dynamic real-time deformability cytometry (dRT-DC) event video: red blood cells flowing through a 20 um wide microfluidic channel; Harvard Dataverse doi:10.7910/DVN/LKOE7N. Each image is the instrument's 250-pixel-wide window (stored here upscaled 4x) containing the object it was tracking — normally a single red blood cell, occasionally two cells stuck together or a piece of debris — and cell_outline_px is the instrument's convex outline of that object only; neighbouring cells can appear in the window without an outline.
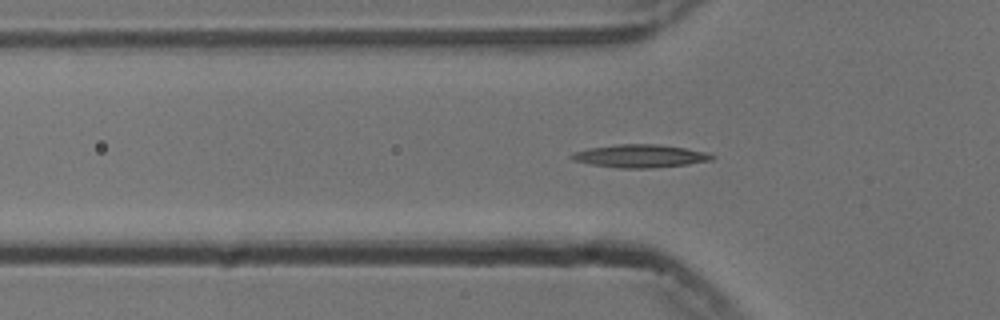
{"species": "common noctule bat (a hibernating species)", "species_latin": "Nyctalus noctula", "temperature_condition": "cold", "stored_images_in_passage": 43, "camera_frame_rate_fps": 3000, "um_per_image_px": 0.085, "animal": {"sex": "male", "body_mass_g": 13.3}, "frame": {"image": 1, "passage_image": 5, "time_ms": 1.333, "image_size_px": [1000, 320], "cell_outline_px": [[716, 156], [712, 160], [688, 164], [652, 168], [620, 168], [592, 164], [572, 160], [568, 156], [572, 152], [588, 148], [620, 144], [656, 144], [684, 148], [704, 152]], "centroid_in_image_um": [54.37, 13.26], "position_along_channel_um": 71.4, "area_um2": 18.67}}
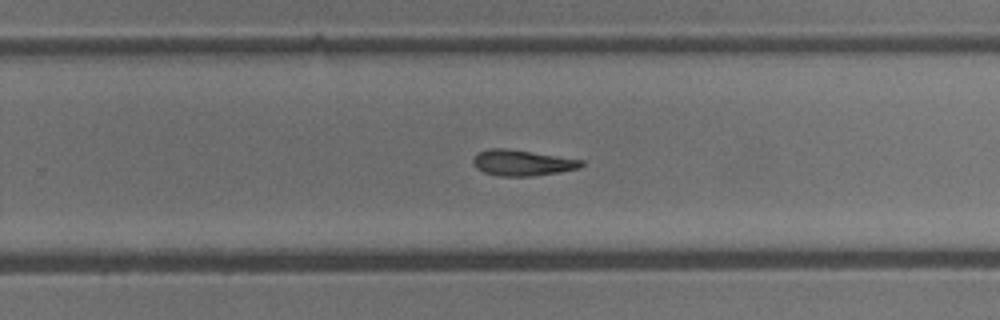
{"frame": {"image": 2, "passage_image": 22, "time_ms": 7.0, "image_size_px": [1000, 320], "cell_outline_px": [[584, 164], [580, 168], [560, 172], [532, 176], [496, 176], [484, 172], [476, 168], [472, 164], [472, 160], [480, 152], [492, 148], [508, 148], [584, 160]], "centroid_in_image_um": [44.4, 13.84], "position_along_channel_um": 285.4, "area_um2": 16.36}}
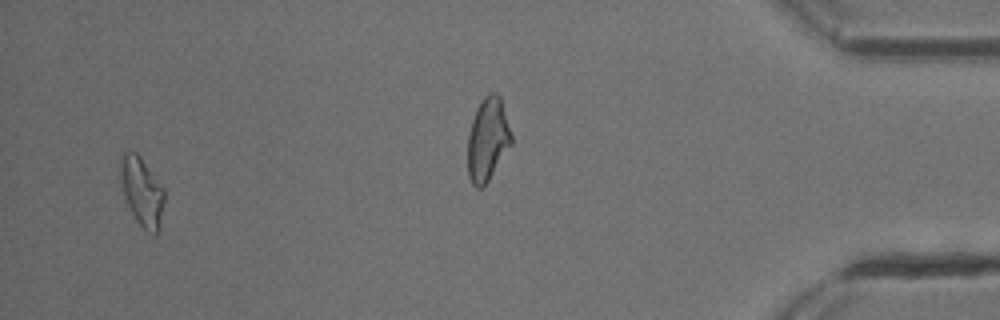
{"frame": {"image": 3, "passage_image": 40, "time_ms": 13.0, "image_size_px": [1000, 320], "cell_outline_px": [[164, 200], [160, 228], [156, 236], [152, 236], [136, 220], [124, 196], [120, 176], [120, 160], [124, 152], [136, 152], [140, 156], [164, 188]], "centroid_in_image_um": [12.08, 16.31], "position_along_channel_um": 423.1, "area_um2": 17.51}}